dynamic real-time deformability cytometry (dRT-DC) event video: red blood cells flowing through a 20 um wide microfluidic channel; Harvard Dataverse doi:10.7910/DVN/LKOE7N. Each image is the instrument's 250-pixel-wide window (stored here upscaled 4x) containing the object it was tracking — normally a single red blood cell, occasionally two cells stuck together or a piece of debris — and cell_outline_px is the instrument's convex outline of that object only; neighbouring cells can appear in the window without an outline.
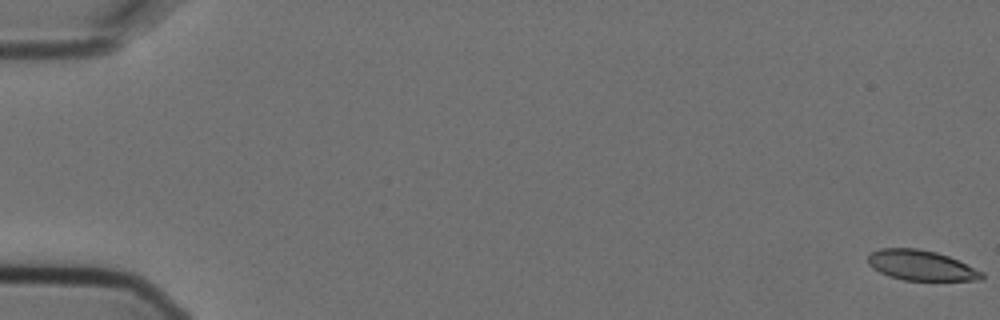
{"species": "Egyptian fruit bat (a non-hibernating species)", "species_latin": "Rousettus aegyptiacus", "temperature_condition": "cold", "stored_images_in_passage": 5, "camera_frame_rate_fps": 3000, "um_per_image_px": 0.085, "animal": {"sex": "female"}, "frame": {"image": 1, "passage_image": 1, "time_ms": 0.0, "image_size_px": [1000, 320], "cell_outline_px": [[984, 280], [904, 280], [888, 276], [872, 268], [868, 264], [868, 256], [872, 252], [880, 248], [916, 248], [936, 252], [948, 256], [984, 272]], "centroid_in_image_um": [78.29, 22.56], "position_along_channel_um": 6.7, "area_um2": 20.0}}